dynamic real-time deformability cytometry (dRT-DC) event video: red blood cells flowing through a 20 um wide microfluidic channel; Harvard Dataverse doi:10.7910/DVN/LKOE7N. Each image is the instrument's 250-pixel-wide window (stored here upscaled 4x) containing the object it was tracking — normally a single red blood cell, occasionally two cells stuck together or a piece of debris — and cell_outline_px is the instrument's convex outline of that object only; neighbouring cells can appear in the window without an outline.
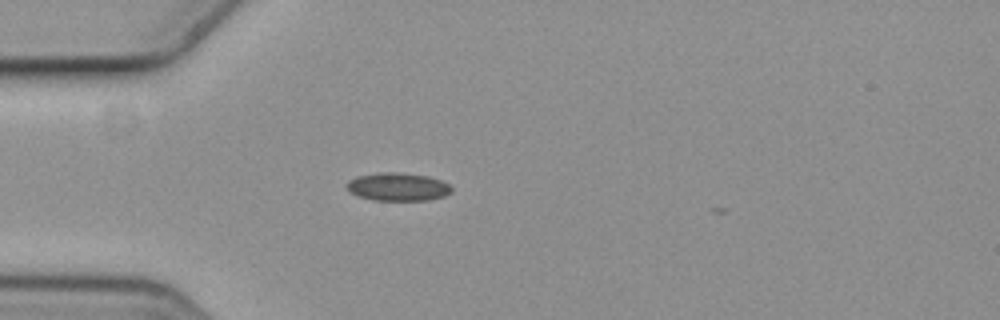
{"species": "common noctule bat (a hibernating species)", "species_latin": "Nyctalus noctula", "temperature_condition": "cold", "stored_images_in_passage": 4, "camera_frame_rate_fps": 3000, "um_per_image_px": 0.085, "animal": {"sex": "female", "body_mass_g": 19.3, "forearm_length_mm": 54.1}, "frame": {"image": 1, "passage_image": 3, "time_ms": 0.667, "image_size_px": [1000, 320], "cell_outline_px": [[452, 192], [444, 196], [428, 200], [372, 200], [356, 196], [348, 192], [348, 180], [356, 176], [380, 172], [396, 172], [428, 176], [440, 180], [448, 184], [452, 188]], "centroid_in_image_um": [33.79, 15.88], "position_along_channel_um": 51.2, "area_um2": 17.22}}